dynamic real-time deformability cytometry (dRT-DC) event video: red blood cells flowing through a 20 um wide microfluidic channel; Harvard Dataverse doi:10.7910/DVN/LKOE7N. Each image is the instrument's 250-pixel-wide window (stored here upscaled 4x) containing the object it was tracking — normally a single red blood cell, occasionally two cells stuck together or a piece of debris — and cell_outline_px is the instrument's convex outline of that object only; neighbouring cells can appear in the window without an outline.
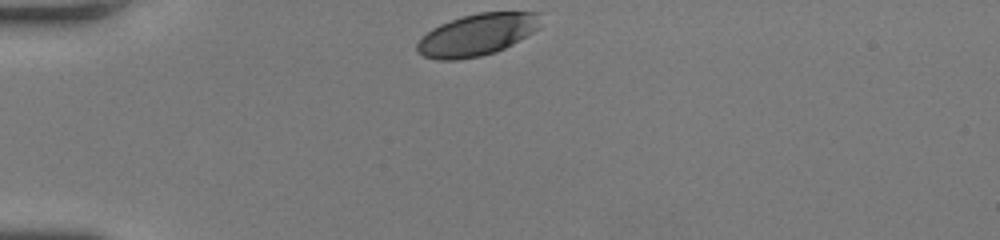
{"species": "human", "species_latin": "Homo sapiens", "temperature_condition": "room temperature", "stored_images_in_passage": 29, "camera_frame_rate_fps": 3000, "um_per_image_px": 0.085, "donor": {"sex": "female"}, "frame": {"image": 1, "passage_image": 1, "time_ms": 0.0, "image_size_px": [1000, 240], "cell_outline_px": [[540, 28], [512, 44], [496, 52], [480, 56], [456, 60], [436, 60], [424, 56], [416, 48], [416, 44], [432, 28], [440, 24], [464, 16], [480, 12], [540, 12]], "centroid_in_image_um": [40.57, 2.95], "position_along_channel_um": 44.4, "area_um2": 29.88}}
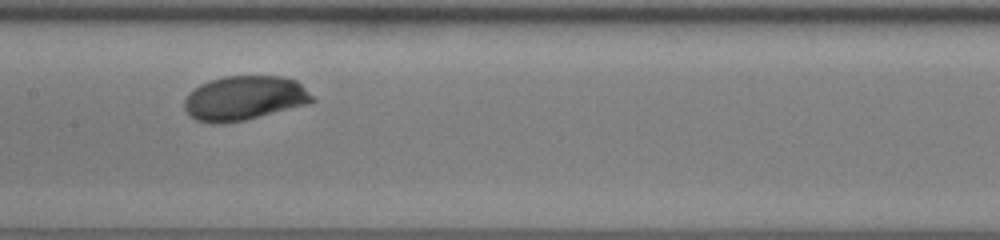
{"frame": {"image": 2, "passage_image": 14, "time_ms": 4.333, "image_size_px": [1000, 240], "cell_outline_px": [[316, 100], [312, 104], [244, 120], [224, 124], [208, 124], [196, 120], [188, 116], [184, 108], [184, 100], [200, 84], [224, 76], [284, 76], [296, 80]], "centroid_in_image_um": [20.79, 8.36], "position_along_channel_um": 186.6, "area_um2": 33.35}}
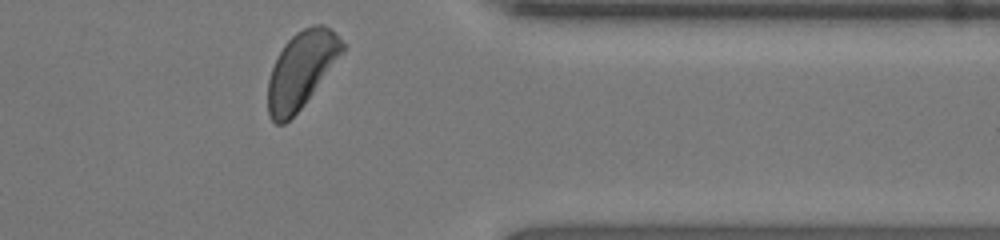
{"frame": {"image": 3, "passage_image": 29, "time_ms": 9.333, "image_size_px": [1000, 240], "cell_outline_px": [[348, 44], [344, 52], [304, 104], [284, 124], [276, 124], [268, 116], [268, 80], [272, 68], [284, 44], [296, 32], [312, 24], [320, 24], [332, 28]], "centroid_in_image_um": [25.65, 5.89], "position_along_channel_um": 385.7, "area_um2": 33.18}, "authors_computed_cell_mechanics": {"area_um2": 32.7148, "velocity_mm_per_s": 4.1503, "shape_relaxation_time_tau1_ms": 1.1896, "shape_relaxation_time_tau2_ms": null, "deformation_change_tau1": 0.0791, "deformation_change_tau2": null}}